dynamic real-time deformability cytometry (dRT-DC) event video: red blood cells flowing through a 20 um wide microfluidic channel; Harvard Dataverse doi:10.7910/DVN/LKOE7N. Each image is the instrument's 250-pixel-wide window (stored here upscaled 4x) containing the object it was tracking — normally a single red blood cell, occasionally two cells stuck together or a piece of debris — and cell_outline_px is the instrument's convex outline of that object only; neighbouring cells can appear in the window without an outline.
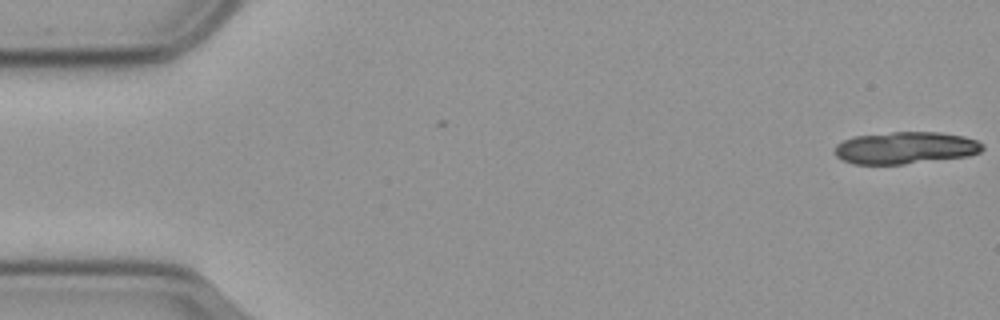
{"species": "common noctule bat (a hibernating species)", "species_latin": "Nyctalus noctula", "temperature_condition": "cold", "stored_images_in_passage": 5, "camera_frame_rate_fps": 3000, "um_per_image_px": 0.085, "animal": {"sex": "male", "body_mass_g": 23.1, "forearm_length_mm": 52.7}, "frame": {"image": 1, "passage_image": 1, "time_ms": 0.0, "image_size_px": [1000, 320], "cell_outline_px": [[984, 148], [980, 152], [968, 156], [904, 164], [852, 164], [836, 156], [836, 144], [844, 140], [856, 136], [892, 132], [940, 132], [964, 136], [976, 140], [984, 144]], "centroid_in_image_um": [76.99, 12.56], "position_along_channel_um": 8.0, "area_um2": 27.57}}